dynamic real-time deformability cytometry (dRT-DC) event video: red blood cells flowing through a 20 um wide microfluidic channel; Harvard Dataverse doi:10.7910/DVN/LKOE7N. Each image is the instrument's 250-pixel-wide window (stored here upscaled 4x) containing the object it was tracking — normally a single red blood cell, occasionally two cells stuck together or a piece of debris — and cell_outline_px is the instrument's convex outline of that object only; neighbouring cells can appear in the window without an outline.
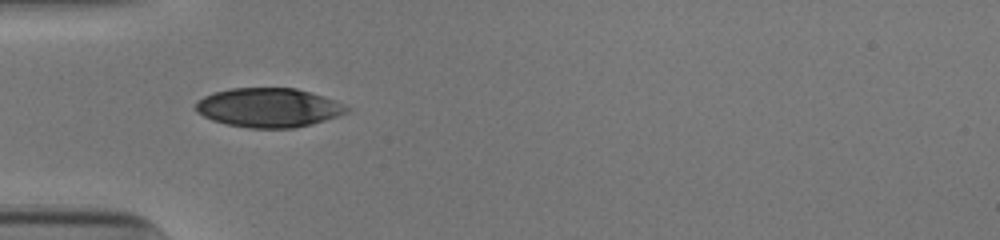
{"species": "human", "species_latin": "Homo sapiens", "temperature_condition": "cold", "stored_images_in_passage": 23, "camera_frame_rate_fps": 3000, "um_per_image_px": 0.085, "donor": {"sex": "male"}, "frame": {"image": 1, "passage_image": 1, "time_ms": 0.0, "image_size_px": [1000, 240], "cell_outline_px": [[352, 108], [348, 112], [312, 124], [292, 128], [248, 128], [228, 124], [212, 120], [196, 112], [196, 100], [212, 92], [228, 88], [296, 88], [332, 100]], "centroid_in_image_um": [22.77, 9.15], "position_along_channel_um": 62.2, "area_um2": 34.28}}
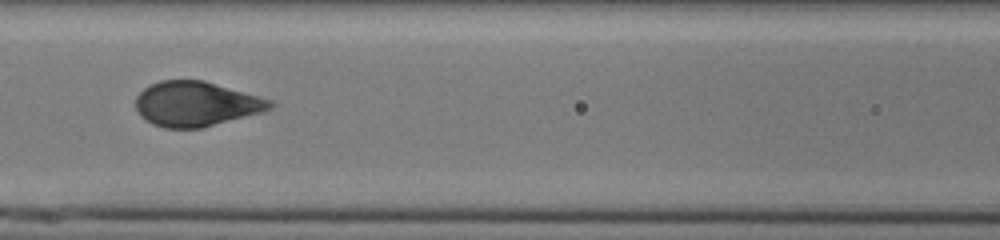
{"frame": {"image": 2, "passage_image": 8, "time_ms": 2.333, "image_size_px": [1000, 240], "cell_outline_px": [[276, 104], [272, 108], [260, 112], [200, 128], [164, 128], [152, 124], [144, 120], [140, 116], [136, 108], [136, 96], [144, 88], [160, 80], [204, 80], [260, 96], [272, 100]], "centroid_in_image_um": [16.65, 8.83], "position_along_channel_um": 150.0, "area_um2": 35.03}}
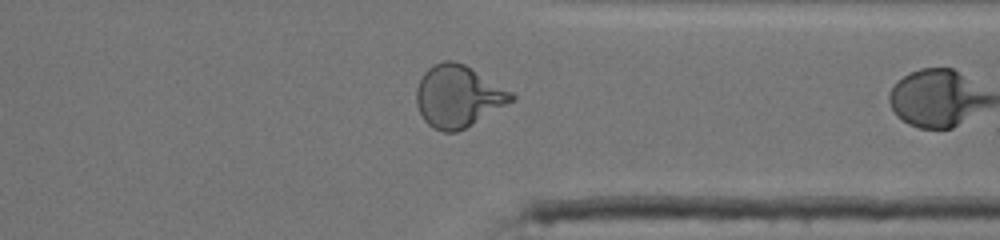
{"frame": {"image": 3, "passage_image": 22, "time_ms": 7.0, "image_size_px": [1000, 240], "cell_outline_px": [[516, 100], [472, 124], [456, 132], [440, 132], [432, 128], [424, 120], [416, 104], [416, 88], [424, 72], [432, 64], [444, 60], [452, 60], [464, 64], [472, 68], [512, 92], [516, 96]], "centroid_in_image_um": [38.93, 8.18], "position_along_channel_um": 372.5, "area_um2": 34.39}}